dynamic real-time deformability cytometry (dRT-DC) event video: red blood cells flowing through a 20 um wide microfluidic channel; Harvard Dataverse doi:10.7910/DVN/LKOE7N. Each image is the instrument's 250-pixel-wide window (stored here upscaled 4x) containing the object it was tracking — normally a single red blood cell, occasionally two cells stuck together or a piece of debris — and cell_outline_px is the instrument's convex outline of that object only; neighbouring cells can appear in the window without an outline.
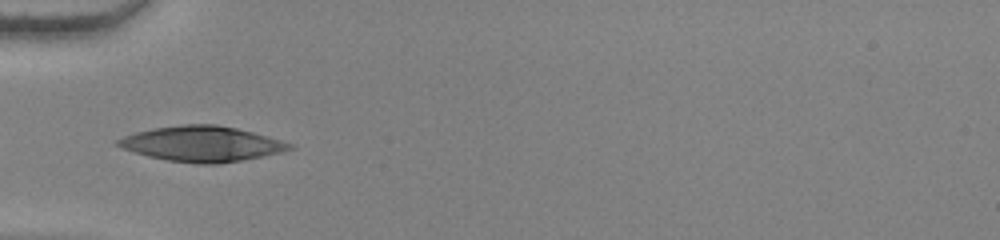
{"species": "human", "species_latin": "Homo sapiens", "temperature_condition": "warm", "stored_images_in_passage": 36, "camera_frame_rate_fps": 3000, "um_per_image_px": 0.085, "donor": {"sex": "female"}, "frame": {"image": 1, "passage_image": 1, "time_ms": 0.0, "image_size_px": [1000, 240], "cell_outline_px": [[292, 148], [284, 152], [220, 164], [200, 164], [168, 160], [148, 156], [120, 148], [112, 144], [116, 140], [124, 136], [136, 132], [156, 128], [184, 124], [216, 124], [236, 128], [252, 132], [280, 140], [292, 144]], "centroid_in_image_um": [17.13, 12.23], "position_along_channel_um": 67.9, "area_um2": 35.2}}
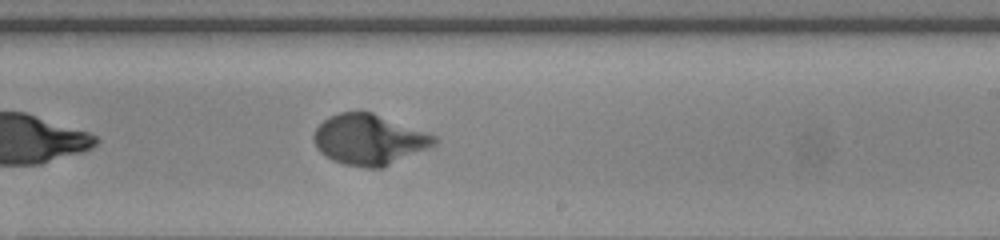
{"frame": {"image": 2, "passage_image": 16, "time_ms": 5.0, "image_size_px": [1000, 240], "cell_outline_px": [[440, 140], [436, 144], [428, 148], [384, 168], [364, 168], [344, 164], [332, 160], [324, 156], [316, 148], [312, 140], [312, 136], [316, 128], [328, 116], [340, 112], [372, 112], [436, 136]], "centroid_in_image_um": [31.35, 11.88], "position_along_channel_um": 257.7, "area_um2": 35.66}}
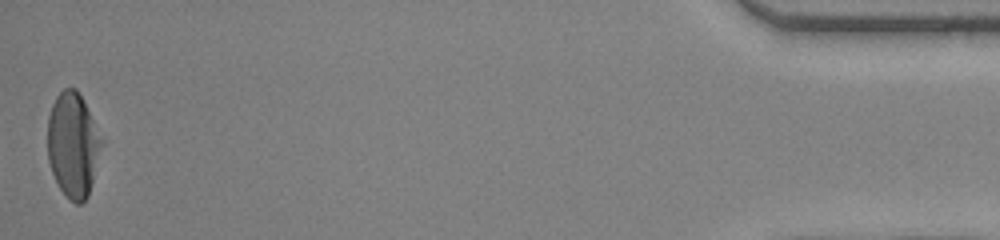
{"frame": {"image": 3, "passage_image": 36, "time_ms": 11.667, "image_size_px": [1000, 240], "cell_outline_px": [[100, 144], [92, 180], [88, 196], [80, 204], [76, 204], [60, 188], [52, 172], [48, 160], [48, 116], [52, 104], [56, 96], [64, 88], [76, 88], [92, 120], [100, 140]], "centroid_in_image_um": [6.14, 12.3], "position_along_channel_um": 429.1, "area_um2": 31.56}, "authors_computed_cell_mechanics": {"area_um2": 34.68, "velocity_mm_per_s": 3.8313, "shape_relaxation_time_tau1_ms": 3.2864, "shape_relaxation_time_tau2_ms": null, "deformation_change_tau1": 0.2536, "deformation_change_tau2": null}}